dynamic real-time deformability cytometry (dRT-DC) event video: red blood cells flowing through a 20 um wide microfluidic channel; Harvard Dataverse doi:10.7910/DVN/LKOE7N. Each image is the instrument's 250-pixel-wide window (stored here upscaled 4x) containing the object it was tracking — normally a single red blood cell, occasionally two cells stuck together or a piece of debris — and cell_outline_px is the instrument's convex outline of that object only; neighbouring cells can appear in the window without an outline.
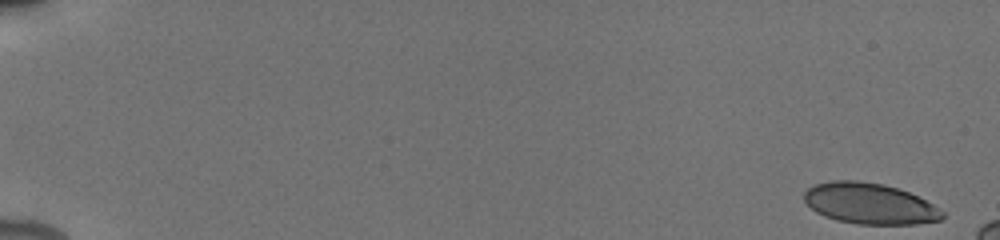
{"species": "human", "species_latin": "Homo sapiens", "temperature_condition": "cold", "stored_images_in_passage": 14, "camera_frame_rate_fps": 3000, "um_per_image_px": 0.085, "donor": {"sex": "male"}, "frame": {"image": 1, "passage_image": 1, "time_ms": 0.0, "image_size_px": [1000, 240], "cell_outline_px": [[944, 216], [940, 220], [916, 224], [856, 224], [836, 220], [824, 216], [816, 212], [804, 200], [804, 192], [808, 188], [816, 184], [832, 180], [856, 180], [884, 184], [908, 192], [932, 204], [944, 212]], "centroid_in_image_um": [73.9, 17.3], "position_along_channel_um": 11.1, "area_um2": 32.83}}